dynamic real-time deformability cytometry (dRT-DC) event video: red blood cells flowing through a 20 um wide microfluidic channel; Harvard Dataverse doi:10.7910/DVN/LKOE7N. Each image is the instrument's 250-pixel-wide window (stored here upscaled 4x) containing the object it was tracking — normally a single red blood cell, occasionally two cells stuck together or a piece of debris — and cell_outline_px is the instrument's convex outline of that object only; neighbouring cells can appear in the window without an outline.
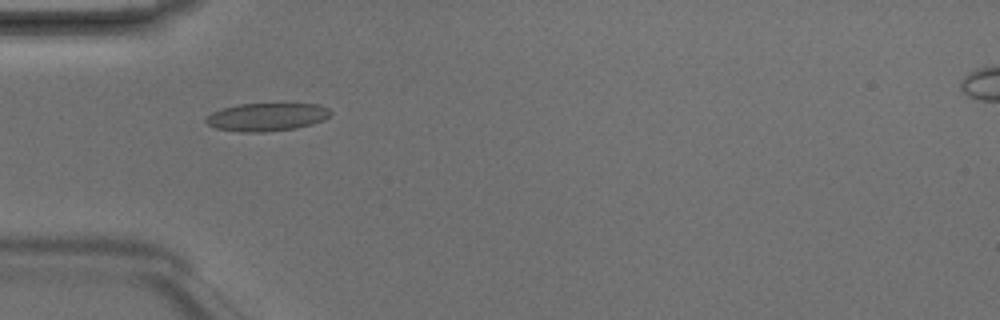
{"species": "Egyptian fruit bat (a non-hibernating species)", "species_latin": "Rousettus aegyptiacus", "temperature_condition": "room temperature", "stored_images_in_passage": 4, "camera_frame_rate_fps": 3000, "um_per_image_px": 0.085, "animal": {"sex": "male"}, "frame": {"image": 1, "passage_image": 4, "time_ms": 1.0, "image_size_px": [1000, 320], "cell_outline_px": [[332, 112], [324, 120], [312, 124], [296, 128], [264, 132], [240, 132], [216, 128], [208, 124], [204, 120], [212, 112], [220, 108], [240, 104], [320, 104], [328, 108]], "centroid_in_image_um": [22.67, 9.94], "position_along_channel_um": 62.3, "area_um2": 20.35}}